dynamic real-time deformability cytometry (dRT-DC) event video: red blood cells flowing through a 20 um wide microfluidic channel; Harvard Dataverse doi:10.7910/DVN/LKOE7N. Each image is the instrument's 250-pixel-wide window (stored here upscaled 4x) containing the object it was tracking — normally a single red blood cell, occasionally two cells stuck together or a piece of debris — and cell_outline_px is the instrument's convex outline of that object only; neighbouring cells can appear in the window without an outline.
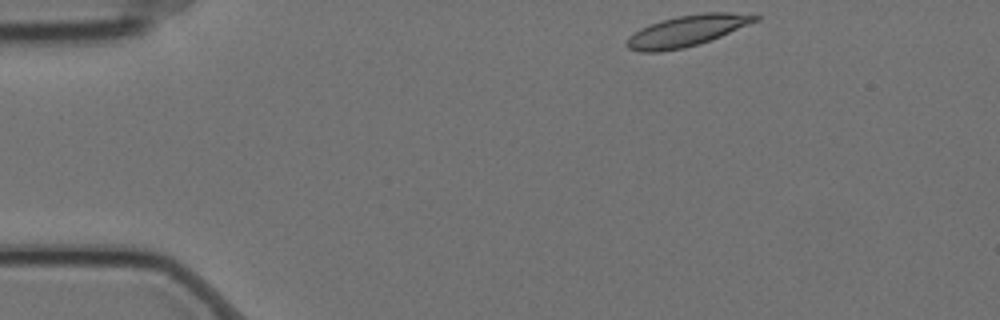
{"species": "Egyptian fruit bat (a non-hibernating species)", "species_latin": "Rousettus aegyptiacus", "temperature_condition": "cold", "stored_images_in_passage": 4, "camera_frame_rate_fps": 3000, "um_per_image_px": 0.085, "animal": {"sex": "female"}, "frame": {"image": 1, "passage_image": 1, "time_ms": 0.0, "image_size_px": [1000, 320], "cell_outline_px": [[760, 20], [720, 36], [684, 48], [660, 52], [640, 52], [628, 48], [624, 44], [628, 36], [640, 28], [660, 20], [680, 16], [704, 12], [756, 12], [760, 16]], "centroid_in_image_um": [58.43, 2.6], "position_along_channel_um": 26.6, "area_um2": 23.52}}
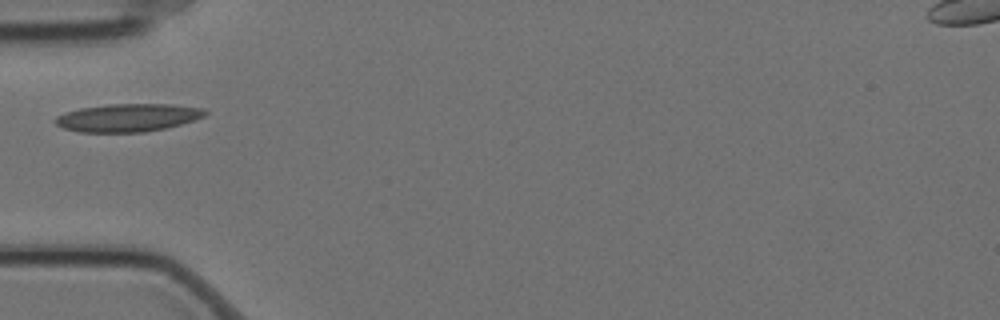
{"frame": {"image": 2, "passage_image": 4, "time_ms": 1.0, "image_size_px": [1000, 320], "cell_outline_px": [[208, 112], [204, 116], [180, 124], [164, 128], [144, 132], [80, 132], [64, 128], [56, 124], [52, 120], [56, 116], [64, 112], [80, 108], [108, 104], [172, 104], [204, 108]], "centroid_in_image_um": [10.83, 9.99], "position_along_channel_um": 74.2, "area_um2": 24.39}}